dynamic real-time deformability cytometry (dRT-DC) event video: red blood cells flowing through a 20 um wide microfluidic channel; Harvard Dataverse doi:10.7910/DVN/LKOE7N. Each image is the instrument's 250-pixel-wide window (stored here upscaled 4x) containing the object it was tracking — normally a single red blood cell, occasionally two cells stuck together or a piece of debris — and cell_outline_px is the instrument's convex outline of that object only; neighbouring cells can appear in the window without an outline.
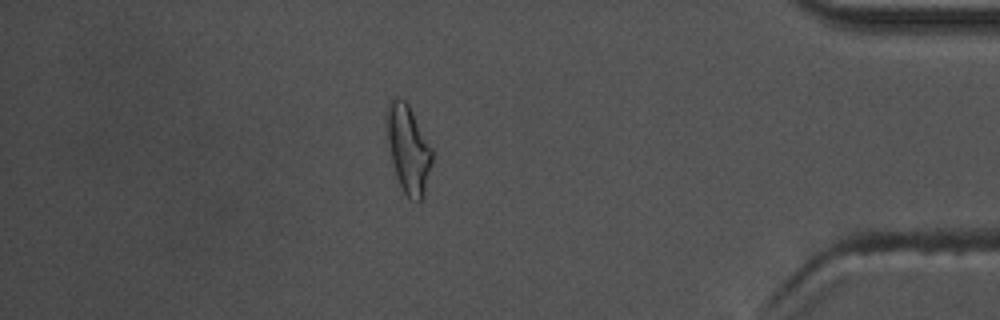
{"species": "common noctule bat (a hibernating species)", "species_latin": "Nyctalus noctula", "temperature_condition": "warm", "stored_images_in_passage": 57, "segment_of_instrument_passage": [1, 2], "camera_frame_rate_fps": 3000, "um_per_image_px": 0.085, "animal": {"sex": "male", "body_mass_g": 17.5, "forearm_length_mm": 52.3}, "frame": {"image": 1, "passage_image": 49, "time_ms": 16.0, "image_size_px": [1000, 320], "cell_outline_px": [[432, 164], [424, 200], [408, 200], [396, 176], [392, 160], [388, 140], [388, 104], [396, 96], [404, 100], [408, 104], [432, 148]], "centroid_in_image_um": [34.75, 12.75], "position_along_channel_um": 400.4, "area_um2": 22.89}}